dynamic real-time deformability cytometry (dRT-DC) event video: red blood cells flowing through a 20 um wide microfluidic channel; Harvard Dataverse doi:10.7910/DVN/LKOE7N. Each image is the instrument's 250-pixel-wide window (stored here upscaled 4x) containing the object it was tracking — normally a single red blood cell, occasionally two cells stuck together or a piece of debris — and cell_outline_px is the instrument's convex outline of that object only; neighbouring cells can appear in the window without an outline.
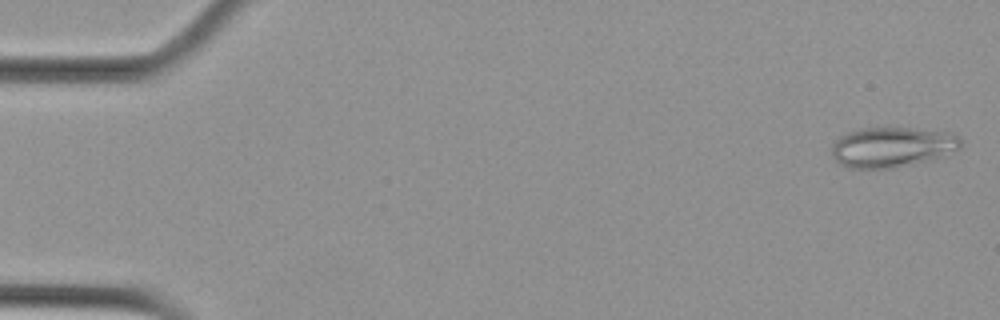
{"species": "Egyptian fruit bat (a non-hibernating species)", "species_latin": "Rousettus aegyptiacus", "temperature_condition": "cold", "stored_images_in_passage": 5, "camera_frame_rate_fps": 3000, "um_per_image_px": 0.085, "animal": {"sex": "female"}, "frame": {"image": 1, "passage_image": 1, "time_ms": 0.0, "image_size_px": [1000, 320], "cell_outline_px": [[960, 148], [932, 160], [892, 168], [848, 168], [840, 164], [832, 156], [832, 144], [840, 136], [856, 128], [908, 128], [948, 132], [956, 136], [960, 140]], "centroid_in_image_um": [75.78, 12.51], "position_along_channel_um": 9.2, "area_um2": 30.06}}